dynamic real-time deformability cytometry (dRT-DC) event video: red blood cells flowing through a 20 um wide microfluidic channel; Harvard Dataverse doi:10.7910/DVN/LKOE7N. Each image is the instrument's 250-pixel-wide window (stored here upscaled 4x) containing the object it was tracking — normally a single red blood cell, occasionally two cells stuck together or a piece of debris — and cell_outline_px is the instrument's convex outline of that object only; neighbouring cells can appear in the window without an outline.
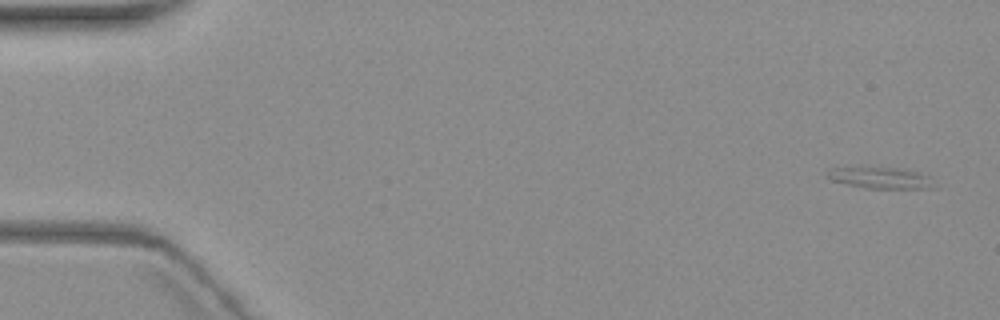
{"species": "common noctule bat (a hibernating species)", "species_latin": "Nyctalus noctula", "temperature_condition": "warm", "stored_images_in_passage": 4, "camera_frame_rate_fps": 3000, "um_per_image_px": 0.085, "animal": {"sex": "female", "body_mass_g": 19.3, "forearm_length_mm": 54.1}, "frame": {"image": 1, "passage_image": 1, "time_ms": 0.0, "image_size_px": [1000, 320], "cell_outline_px": [[936, 188], [864, 188], [832, 180], [828, 176], [828, 168], [860, 164], [900, 168], [932, 176], [936, 184]], "centroid_in_image_um": [74.83, 15.06], "position_along_channel_um": 10.2, "area_um2": 14.16}}